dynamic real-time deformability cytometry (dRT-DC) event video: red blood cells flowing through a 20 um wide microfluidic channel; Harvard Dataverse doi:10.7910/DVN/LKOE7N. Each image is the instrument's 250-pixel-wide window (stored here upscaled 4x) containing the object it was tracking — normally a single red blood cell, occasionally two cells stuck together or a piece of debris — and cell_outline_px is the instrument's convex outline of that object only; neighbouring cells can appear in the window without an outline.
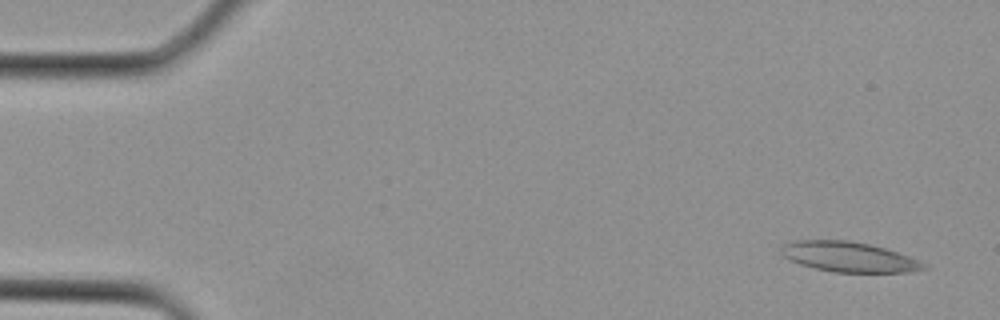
{"species": "Egyptian fruit bat (a non-hibernating species)", "species_latin": "Rousettus aegyptiacus", "temperature_condition": "cold", "stored_images_in_passage": 3, "camera_frame_rate_fps": 3000, "um_per_image_px": 0.085, "animal": {"sex": "female"}, "frame": {"image": 1, "passage_image": 1, "time_ms": 0.0, "image_size_px": [1000, 320], "cell_outline_px": [[928, 268], [908, 272], [832, 272], [812, 268], [800, 264], [784, 256], [780, 252], [780, 248], [784, 244], [796, 240], [848, 240], [868, 244], [884, 248], [920, 260]], "centroid_in_image_um": [72.13, 21.84], "position_along_channel_um": 12.9, "area_um2": 24.85}}
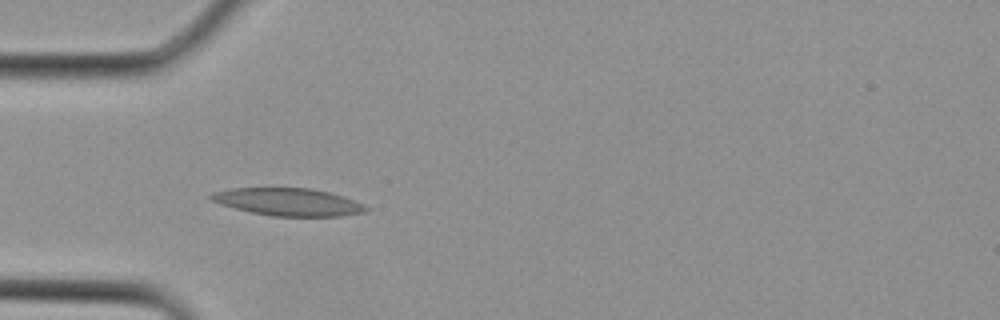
{"frame": {"image": 2, "passage_image": 3, "time_ms": 0.667, "image_size_px": [1000, 320], "cell_outline_px": [[368, 208], [364, 212], [340, 216], [272, 216], [252, 212], [220, 204], [212, 200], [208, 196], [212, 192], [232, 188], [308, 188], [328, 192], [344, 196], [364, 204]], "centroid_in_image_um": [24.5, 17.16], "position_along_channel_um": 60.5, "area_um2": 24.68}}